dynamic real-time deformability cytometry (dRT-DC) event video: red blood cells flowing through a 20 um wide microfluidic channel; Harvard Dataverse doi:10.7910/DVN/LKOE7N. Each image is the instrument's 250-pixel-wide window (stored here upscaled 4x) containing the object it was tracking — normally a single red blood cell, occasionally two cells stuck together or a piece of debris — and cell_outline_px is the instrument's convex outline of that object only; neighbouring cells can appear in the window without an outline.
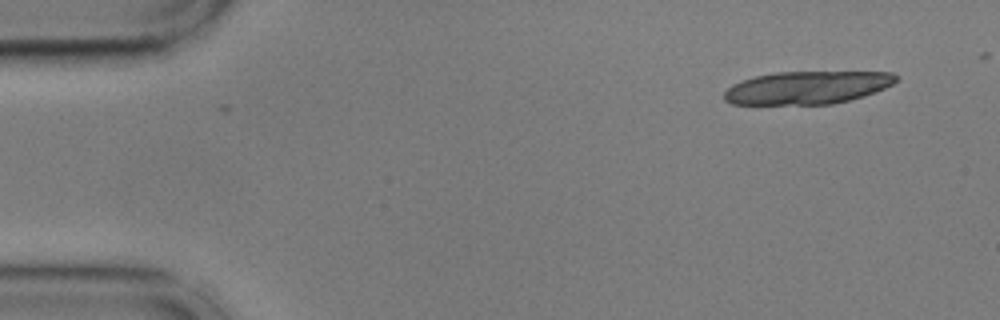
{"species": "common noctule bat (a hibernating species)", "species_latin": "Nyctalus noctula", "temperature_condition": "cold", "stored_images_in_passage": 15, "camera_frame_rate_fps": 3000, "um_per_image_px": 0.085, "animal": {"sex": "male", "body_mass_g": 17.9, "forearm_length_mm": 54.2}, "frame": {"image": 1, "passage_image": 1, "time_ms": 0.0, "image_size_px": [1000, 320], "cell_outline_px": [[900, 80], [876, 92], [864, 96], [832, 104], [732, 104], [724, 100], [724, 92], [732, 84], [756, 76], [776, 72], [892, 72], [900, 76]], "centroid_in_image_um": [68.66, 7.44], "position_along_channel_um": 16.3, "area_um2": 32.95}}